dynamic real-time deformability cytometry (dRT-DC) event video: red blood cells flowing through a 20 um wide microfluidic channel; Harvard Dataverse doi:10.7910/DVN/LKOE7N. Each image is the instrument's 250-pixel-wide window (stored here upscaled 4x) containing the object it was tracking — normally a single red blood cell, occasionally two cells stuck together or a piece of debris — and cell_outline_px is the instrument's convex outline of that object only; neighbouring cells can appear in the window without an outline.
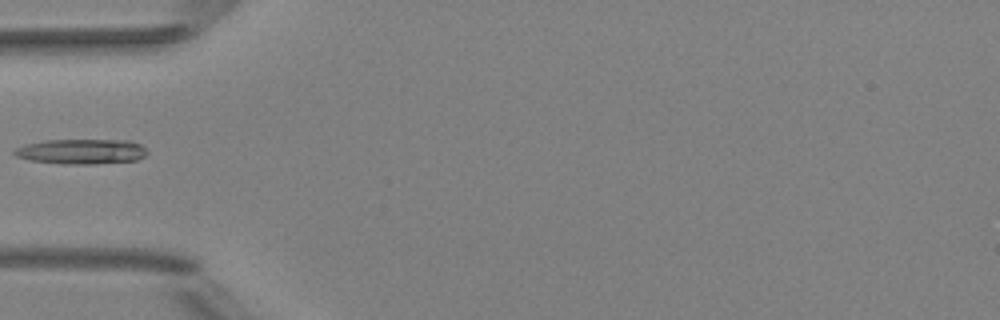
{"species": "Egyptian fruit bat (a non-hibernating species)", "species_latin": "Rousettus aegyptiacus", "temperature_condition": "room temperature", "stored_images_in_passage": 4, "camera_frame_rate_fps": 3000, "um_per_image_px": 0.085, "animal": {"sex": "female"}, "frame": {"image": 1, "passage_image": 4, "time_ms": 4.333, "image_size_px": [1000, 320], "cell_outline_px": [[148, 152], [144, 156], [136, 160], [96, 164], [64, 164], [28, 160], [16, 156], [12, 152], [16, 148], [28, 144], [44, 140], [128, 140], [140, 144]], "centroid_in_image_um": [6.92, 12.88], "position_along_channel_um": 78.1, "area_um2": 19.36}}